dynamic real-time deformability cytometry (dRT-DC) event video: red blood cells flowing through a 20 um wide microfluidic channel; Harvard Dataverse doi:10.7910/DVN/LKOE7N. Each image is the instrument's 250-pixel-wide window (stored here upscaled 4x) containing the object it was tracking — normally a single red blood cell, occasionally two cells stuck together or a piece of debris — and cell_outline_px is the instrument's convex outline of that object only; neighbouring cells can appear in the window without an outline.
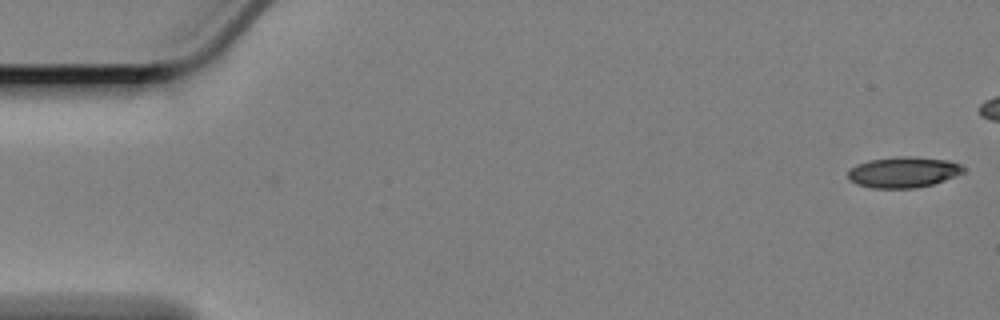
{"species": "Egyptian fruit bat (a non-hibernating species)", "species_latin": "Rousettus aegyptiacus", "temperature_condition": "cold", "stored_images_in_passage": 13, "camera_frame_rate_fps": 3000, "um_per_image_px": 0.085, "animal": {"sex": "female"}, "frame": {"image": 1, "passage_image": 1, "time_ms": 0.0, "image_size_px": [1000, 320], "cell_outline_px": [[964, 172], [944, 180], [932, 184], [916, 188], [872, 188], [856, 184], [848, 180], [848, 172], [852, 168], [868, 160], [896, 156], [908, 156], [948, 160], [960, 164], [964, 168]], "centroid_in_image_um": [76.77, 14.64], "position_along_channel_um": 8.2, "area_um2": 20.63}}